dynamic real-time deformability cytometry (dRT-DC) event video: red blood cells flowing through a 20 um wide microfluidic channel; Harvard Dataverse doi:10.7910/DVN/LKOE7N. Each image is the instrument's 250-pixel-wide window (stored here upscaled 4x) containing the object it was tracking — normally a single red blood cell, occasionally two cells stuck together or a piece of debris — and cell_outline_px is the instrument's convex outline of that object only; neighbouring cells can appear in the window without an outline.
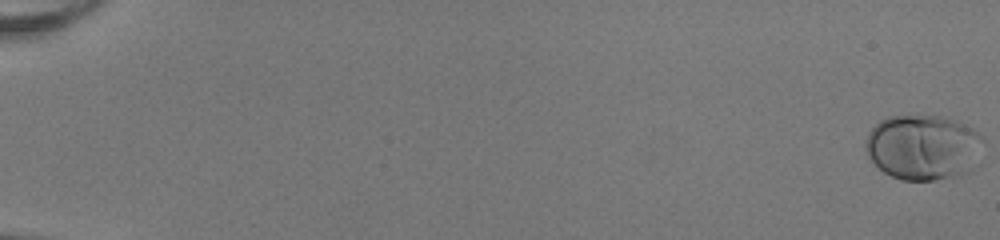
{"species": "human", "species_latin": "Homo sapiens", "temperature_condition": "room temperature", "stored_images_in_passage": 53, "camera_frame_rate_fps": 3000, "um_per_image_px": 0.085, "donor": {"sex": "female"}, "frame": {"image": 1, "passage_image": 1, "time_ms": 0.0, "image_size_px": [1000, 240], "cell_outline_px": [[984, 140], [960, 172], [948, 176], [932, 180], [900, 180], [884, 172], [868, 156], [864, 148], [864, 144], [868, 132], [880, 120], [888, 116], [940, 116], [956, 120], [972, 128]], "centroid_in_image_um": [78.3, 12.46], "position_along_channel_um": 6.7, "area_um2": 43.12}}
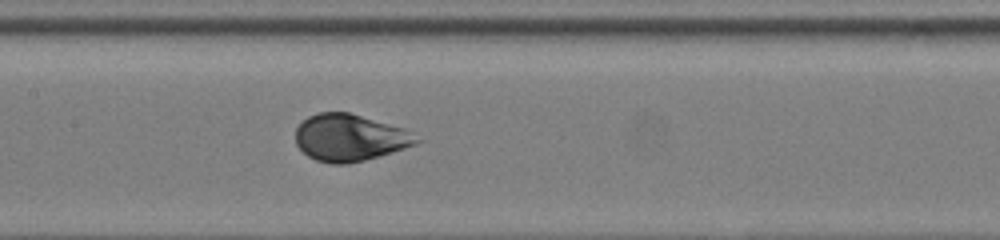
{"frame": {"image": 2, "passage_image": 29, "time_ms": 9.333, "image_size_px": [1000, 240], "cell_outline_px": [[424, 140], [416, 144], [380, 156], [348, 164], [332, 164], [316, 160], [308, 156], [296, 144], [296, 128], [308, 116], [320, 112], [348, 112], [404, 128]], "centroid_in_image_um": [29.74, 11.71], "position_along_channel_um": 177.7, "area_um2": 33.0}}
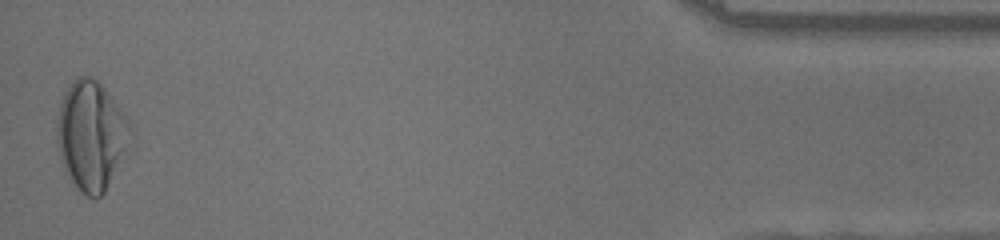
{"frame": {"image": 3, "passage_image": 53, "time_ms": 17.333, "image_size_px": [1000, 240], "cell_outline_px": [[132, 148], [104, 192], [96, 200], [80, 192], [64, 168], [56, 144], [56, 124], [60, 104], [64, 92], [72, 80], [76, 76], [92, 76], [104, 88], [124, 116], [132, 128]], "centroid_in_image_um": [7.77, 11.55], "position_along_channel_um": 427.4, "area_um2": 47.16}, "authors_computed_cell_mechanics": {"area_um2": 35.7204, "velocity_mm_per_s": 4.0403, "shape_relaxation_time_tau1_ms": 2.6086, "shape_relaxation_time_tau2_ms": null, "deformation_change_tau1": 0.1533, "deformation_change_tau2": null}}